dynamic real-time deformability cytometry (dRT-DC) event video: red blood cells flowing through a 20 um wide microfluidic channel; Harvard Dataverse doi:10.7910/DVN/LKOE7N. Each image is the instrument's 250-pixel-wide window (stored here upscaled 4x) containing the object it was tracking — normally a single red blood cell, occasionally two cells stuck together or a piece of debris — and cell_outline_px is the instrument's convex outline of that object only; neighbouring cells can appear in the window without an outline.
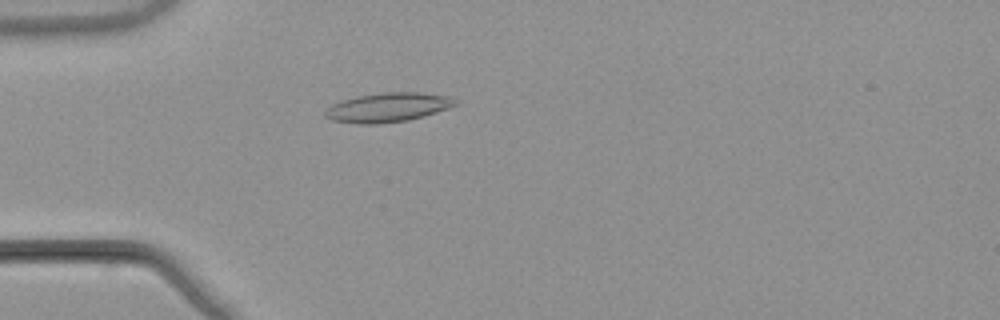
{"species": "common noctule bat (a hibernating species)", "species_latin": "Nyctalus noctula", "temperature_condition": "warm", "stored_images_in_passage": 54, "camera_frame_rate_fps": 3000, "um_per_image_px": 0.085, "animal": {"sex": "male", "body_mass_g": 21.5, "forearm_length_mm": 52.0}, "frame": {"image": 1, "passage_image": 16, "time_ms": 5.0, "image_size_px": [1000, 320], "cell_outline_px": [[460, 104], [424, 116], [408, 120], [376, 124], [360, 124], [332, 120], [324, 116], [324, 112], [332, 104], [340, 100], [356, 96], [384, 92], [420, 92], [452, 96]], "centroid_in_image_um": [32.99, 9.12], "position_along_channel_um": 52.0, "area_um2": 22.37}}
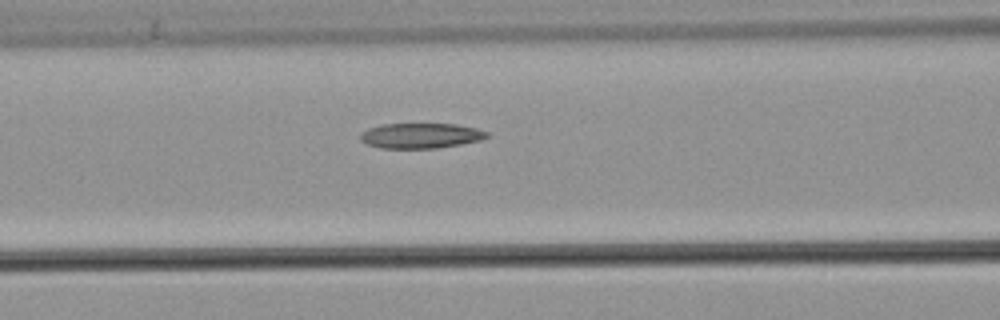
{"frame": {"image": 2, "passage_image": 23, "time_ms": 7.333, "image_size_px": [1000, 320], "cell_outline_px": [[488, 136], [480, 140], [460, 144], [436, 148], [380, 148], [368, 144], [360, 140], [360, 132], [368, 128], [380, 124], [456, 124], [476, 128], [488, 132]], "centroid_in_image_um": [35.72, 11.52], "position_along_channel_um": 130.9, "area_um2": 18.55}}
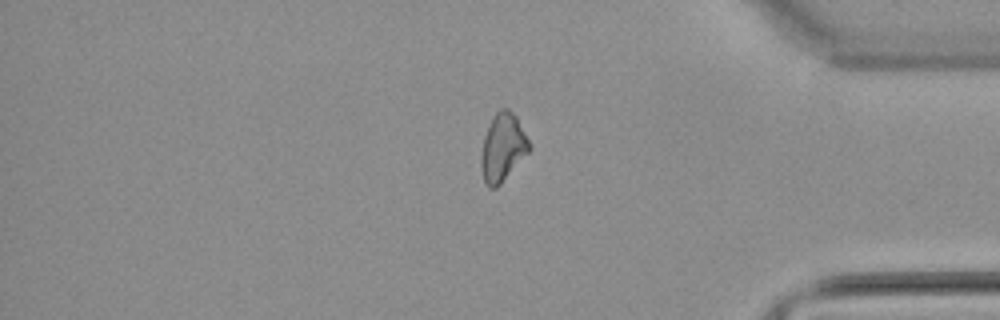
{"frame": {"image": 3, "passage_image": 45, "time_ms": 14.667, "image_size_px": [1000, 320], "cell_outline_px": [[532, 148], [500, 184], [496, 188], [488, 188], [484, 180], [480, 164], [480, 156], [484, 136], [492, 116], [500, 108], [508, 108], [516, 116]], "centroid_in_image_um": [42.71, 12.53], "position_along_channel_um": 392.5, "area_um2": 18.96}, "authors_computed_cell_mechanics": {"area_um2": 19.4497, "velocity_mm_per_s": 3.8805, "shape_relaxation_time_tau1_ms": null, "shape_relaxation_time_tau2_ms": 7.8739, "deformation_change_tau1": null, "deformation_change_tau2": 0.1794}}